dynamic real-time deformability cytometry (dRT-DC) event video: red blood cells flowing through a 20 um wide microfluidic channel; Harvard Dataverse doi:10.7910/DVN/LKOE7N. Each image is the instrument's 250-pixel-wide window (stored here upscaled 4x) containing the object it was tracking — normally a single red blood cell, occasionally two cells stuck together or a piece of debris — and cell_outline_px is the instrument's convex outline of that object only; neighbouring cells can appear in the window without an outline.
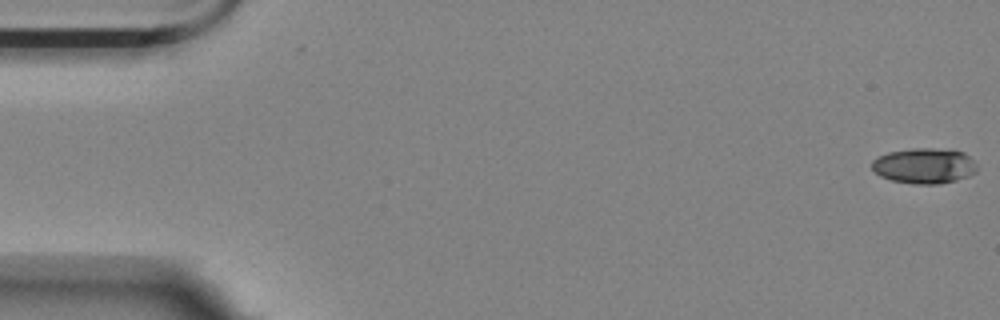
{"species": "Egyptian fruit bat (a non-hibernating species)", "species_latin": "Rousettus aegyptiacus", "temperature_condition": "room temperature", "stored_images_in_passage": 18, "camera_frame_rate_fps": 3000, "um_per_image_px": 0.085, "animal": {"sex": "female"}, "frame": {"image": 1, "passage_image": 1, "time_ms": 0.0, "image_size_px": [1000, 320], "cell_outline_px": [[976, 172], [968, 176], [956, 180], [936, 184], [916, 184], [892, 180], [880, 176], [872, 168], [872, 160], [888, 152], [912, 148], [932, 148], [964, 152], [976, 164]], "centroid_in_image_um": [78.56, 14.09], "position_along_channel_um": 6.4, "area_um2": 21.5}}